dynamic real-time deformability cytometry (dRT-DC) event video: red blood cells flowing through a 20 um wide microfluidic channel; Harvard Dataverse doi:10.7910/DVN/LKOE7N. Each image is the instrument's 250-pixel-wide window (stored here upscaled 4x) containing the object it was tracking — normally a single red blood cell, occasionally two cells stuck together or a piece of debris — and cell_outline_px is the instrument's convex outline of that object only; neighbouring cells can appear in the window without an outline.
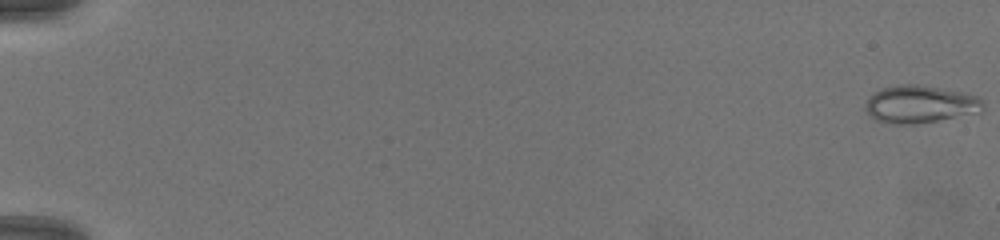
{"species": "common noctule bat (a hibernating species)", "species_latin": "Nyctalus noctula", "temperature_condition": "warm", "stored_images_in_passage": 70, "camera_frame_rate_fps": 3000, "um_per_image_px": 0.085, "animal": {"sex": "female", "body_mass_g": 19.5, "forearm_length_mm": 54.1}, "frame": {"image": 1, "passage_image": 1, "time_ms": 0.0, "image_size_px": [1000, 240], "cell_outline_px": [[984, 108], [936, 120], [916, 124], [892, 124], [876, 120], [864, 108], [864, 104], [876, 92], [884, 88], [900, 84], [916, 84], [940, 88], [980, 96], [984, 100]], "centroid_in_image_um": [78.16, 8.84], "position_along_channel_um": 6.8, "area_um2": 24.97}}
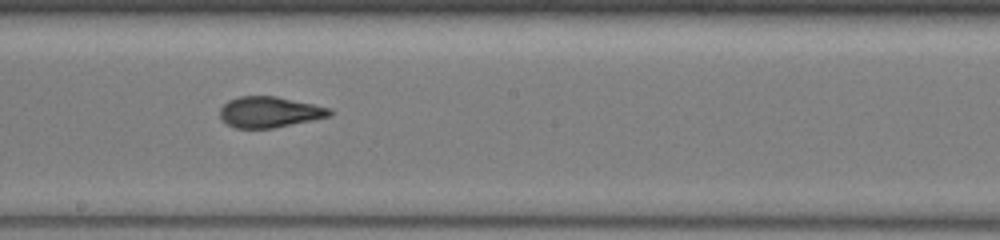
{"frame": {"image": 2, "passage_image": 42, "time_ms": 13.667, "image_size_px": [1000, 240], "cell_outline_px": [[336, 112], [332, 116], [272, 128], [236, 128], [228, 124], [220, 116], [220, 108], [228, 100], [240, 96], [276, 96], [332, 108]], "centroid_in_image_um": [22.96, 9.51], "position_along_channel_um": 225.2, "area_um2": 19.77}}
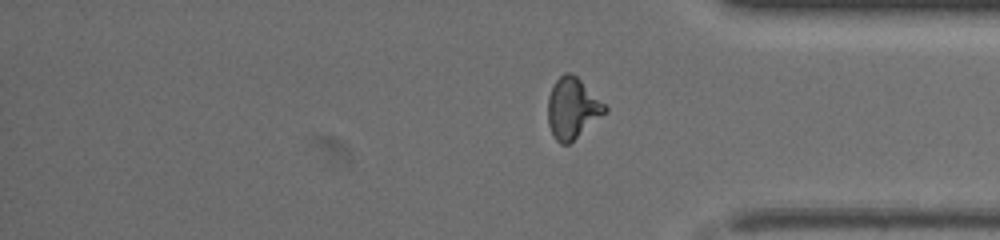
{"frame": {"image": 3, "passage_image": 58, "time_ms": 19.0, "image_size_px": [1000, 240], "cell_outline_px": [[608, 112], [568, 144], [560, 144], [552, 136], [548, 124], [548, 96], [556, 80], [564, 72], [572, 72], [608, 108]], "centroid_in_image_um": [48.64, 9.22], "position_along_channel_um": 386.6, "area_um2": 20.11}}